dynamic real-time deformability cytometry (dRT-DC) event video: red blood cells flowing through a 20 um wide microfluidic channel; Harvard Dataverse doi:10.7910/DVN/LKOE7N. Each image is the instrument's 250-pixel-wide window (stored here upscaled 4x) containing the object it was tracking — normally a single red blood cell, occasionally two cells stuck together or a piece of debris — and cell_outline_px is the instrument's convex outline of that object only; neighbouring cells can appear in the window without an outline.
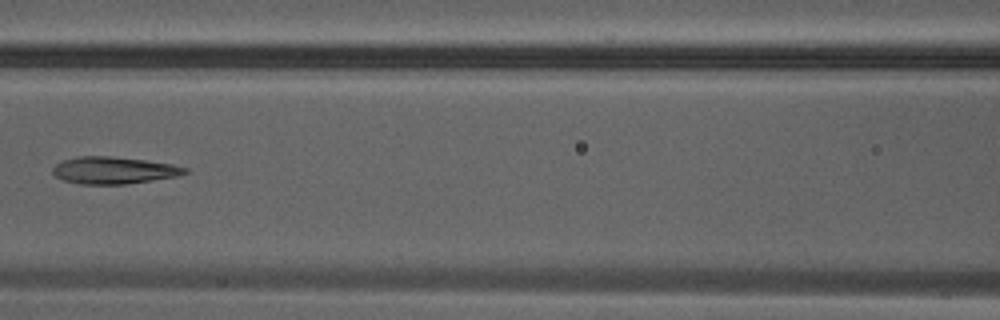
{"species": "Egyptian fruit bat (a non-hibernating species)", "species_latin": "Rousettus aegyptiacus", "temperature_condition": "warm", "stored_images_in_passage": 8, "camera_frame_rate_fps": 3000, "um_per_image_px": 0.085, "animal": {"sex": "male"}, "frame": {"image": 1, "passage_image": 7, "time_ms": 2.0, "image_size_px": [1000, 320], "cell_outline_px": [[188, 172], [180, 176], [124, 184], [80, 184], [64, 180], [56, 176], [52, 172], [52, 168], [56, 164], [64, 160], [80, 156], [112, 156], [144, 160], [172, 164], [188, 168]], "centroid_in_image_um": [9.69, 14.47], "position_along_channel_um": 156.9, "area_um2": 20.75}}